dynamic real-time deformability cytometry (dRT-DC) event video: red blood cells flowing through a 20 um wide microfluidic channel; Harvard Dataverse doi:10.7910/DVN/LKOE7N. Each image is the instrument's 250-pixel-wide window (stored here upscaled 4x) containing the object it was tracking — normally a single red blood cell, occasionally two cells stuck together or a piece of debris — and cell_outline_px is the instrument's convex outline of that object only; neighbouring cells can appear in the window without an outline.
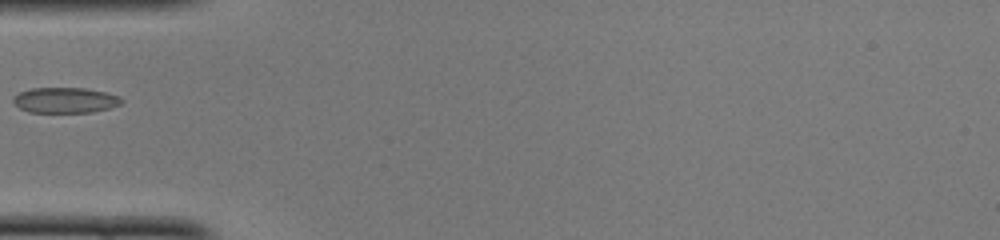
{"species": "common noctule bat (a hibernating species)", "species_latin": "Nyctalus noctula", "temperature_condition": "cold", "stored_images_in_passage": 33, "camera_frame_rate_fps": 3000, "um_per_image_px": 0.085, "animal": {"sex": "female", "body_mass_g": 22.0, "forearm_length_mm": 56.7}, "frame": {"image": 1, "passage_image": 1, "time_ms": 0.0, "image_size_px": [1000, 240], "cell_outline_px": [[124, 100], [120, 104], [108, 108], [92, 112], [28, 112], [12, 104], [12, 96], [20, 92], [32, 88], [84, 88], [104, 92], [120, 96]], "centroid_in_image_um": [5.5, 8.51], "position_along_channel_um": 79.5, "area_um2": 16.13}}